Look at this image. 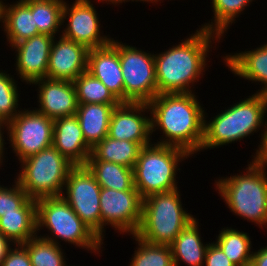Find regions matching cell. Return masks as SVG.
<instances>
[{"label": "cell", "instance_id": "18", "mask_svg": "<svg viewBox=\"0 0 267 266\" xmlns=\"http://www.w3.org/2000/svg\"><path fill=\"white\" fill-rule=\"evenodd\" d=\"M32 84L40 86L38 112L52 119L76 115L78 101L73 82L45 77Z\"/></svg>", "mask_w": 267, "mask_h": 266}, {"label": "cell", "instance_id": "32", "mask_svg": "<svg viewBox=\"0 0 267 266\" xmlns=\"http://www.w3.org/2000/svg\"><path fill=\"white\" fill-rule=\"evenodd\" d=\"M252 0H212L214 11V23L202 26V29L222 36L228 25ZM248 3V4H247ZM215 25V26H214Z\"/></svg>", "mask_w": 267, "mask_h": 266}, {"label": "cell", "instance_id": "40", "mask_svg": "<svg viewBox=\"0 0 267 266\" xmlns=\"http://www.w3.org/2000/svg\"><path fill=\"white\" fill-rule=\"evenodd\" d=\"M5 124H6V126H8V122L0 118V164L2 163L1 162V160H2L1 156H3V146H4V142L3 141H5L4 139H2L3 138L2 137L3 134H1L2 133V131H1L2 127L1 126L5 125Z\"/></svg>", "mask_w": 267, "mask_h": 266}, {"label": "cell", "instance_id": "37", "mask_svg": "<svg viewBox=\"0 0 267 266\" xmlns=\"http://www.w3.org/2000/svg\"><path fill=\"white\" fill-rule=\"evenodd\" d=\"M265 125H267L266 122ZM261 141L262 143L260 144L262 145H260L259 150L256 151L257 153L256 156H254V159L267 165V127L265 132L262 134Z\"/></svg>", "mask_w": 267, "mask_h": 266}, {"label": "cell", "instance_id": "30", "mask_svg": "<svg viewBox=\"0 0 267 266\" xmlns=\"http://www.w3.org/2000/svg\"><path fill=\"white\" fill-rule=\"evenodd\" d=\"M58 242L51 237H32L21 244L29 255L32 266H66Z\"/></svg>", "mask_w": 267, "mask_h": 266}, {"label": "cell", "instance_id": "11", "mask_svg": "<svg viewBox=\"0 0 267 266\" xmlns=\"http://www.w3.org/2000/svg\"><path fill=\"white\" fill-rule=\"evenodd\" d=\"M9 138L14 152L23 160L53 146L54 119L36 110L18 111L8 122Z\"/></svg>", "mask_w": 267, "mask_h": 266}, {"label": "cell", "instance_id": "5", "mask_svg": "<svg viewBox=\"0 0 267 266\" xmlns=\"http://www.w3.org/2000/svg\"><path fill=\"white\" fill-rule=\"evenodd\" d=\"M267 111V95L256 93L217 115L211 122L204 121L201 150L238 141L263 125Z\"/></svg>", "mask_w": 267, "mask_h": 266}, {"label": "cell", "instance_id": "8", "mask_svg": "<svg viewBox=\"0 0 267 266\" xmlns=\"http://www.w3.org/2000/svg\"><path fill=\"white\" fill-rule=\"evenodd\" d=\"M37 230L45 226L55 236L98 251L102 240L80 219L62 196L43 197L36 200Z\"/></svg>", "mask_w": 267, "mask_h": 266}, {"label": "cell", "instance_id": "39", "mask_svg": "<svg viewBox=\"0 0 267 266\" xmlns=\"http://www.w3.org/2000/svg\"><path fill=\"white\" fill-rule=\"evenodd\" d=\"M10 242L11 241L0 232V266L3 262V260L8 255V252L12 249L9 247Z\"/></svg>", "mask_w": 267, "mask_h": 266}, {"label": "cell", "instance_id": "1", "mask_svg": "<svg viewBox=\"0 0 267 266\" xmlns=\"http://www.w3.org/2000/svg\"><path fill=\"white\" fill-rule=\"evenodd\" d=\"M152 114L151 134L160 126L167 139L160 145H171L189 154L199 151L204 138V110L191 93L157 94L149 103Z\"/></svg>", "mask_w": 267, "mask_h": 266}, {"label": "cell", "instance_id": "3", "mask_svg": "<svg viewBox=\"0 0 267 266\" xmlns=\"http://www.w3.org/2000/svg\"><path fill=\"white\" fill-rule=\"evenodd\" d=\"M265 165L254 159L248 165L247 174L220 179L215 184L231 211L261 226L267 224Z\"/></svg>", "mask_w": 267, "mask_h": 266}, {"label": "cell", "instance_id": "38", "mask_svg": "<svg viewBox=\"0 0 267 266\" xmlns=\"http://www.w3.org/2000/svg\"><path fill=\"white\" fill-rule=\"evenodd\" d=\"M250 266H267V247H263L258 252L252 253Z\"/></svg>", "mask_w": 267, "mask_h": 266}, {"label": "cell", "instance_id": "26", "mask_svg": "<svg viewBox=\"0 0 267 266\" xmlns=\"http://www.w3.org/2000/svg\"><path fill=\"white\" fill-rule=\"evenodd\" d=\"M37 231V209H16L0 217V232L14 244L26 243Z\"/></svg>", "mask_w": 267, "mask_h": 266}, {"label": "cell", "instance_id": "34", "mask_svg": "<svg viewBox=\"0 0 267 266\" xmlns=\"http://www.w3.org/2000/svg\"><path fill=\"white\" fill-rule=\"evenodd\" d=\"M16 86L9 74L0 72V118L7 122L18 115L16 108L19 97Z\"/></svg>", "mask_w": 267, "mask_h": 266}, {"label": "cell", "instance_id": "36", "mask_svg": "<svg viewBox=\"0 0 267 266\" xmlns=\"http://www.w3.org/2000/svg\"><path fill=\"white\" fill-rule=\"evenodd\" d=\"M16 246L18 248L8 252L1 266H32L27 250L21 244Z\"/></svg>", "mask_w": 267, "mask_h": 266}, {"label": "cell", "instance_id": "22", "mask_svg": "<svg viewBox=\"0 0 267 266\" xmlns=\"http://www.w3.org/2000/svg\"><path fill=\"white\" fill-rule=\"evenodd\" d=\"M8 6L2 3V17L4 23V31L11 45L39 35L37 25L35 24L34 15L30 7L20 0L15 5Z\"/></svg>", "mask_w": 267, "mask_h": 266}, {"label": "cell", "instance_id": "42", "mask_svg": "<svg viewBox=\"0 0 267 266\" xmlns=\"http://www.w3.org/2000/svg\"><path fill=\"white\" fill-rule=\"evenodd\" d=\"M2 3L3 2L0 1V21H1V17H2Z\"/></svg>", "mask_w": 267, "mask_h": 266}, {"label": "cell", "instance_id": "2", "mask_svg": "<svg viewBox=\"0 0 267 266\" xmlns=\"http://www.w3.org/2000/svg\"><path fill=\"white\" fill-rule=\"evenodd\" d=\"M212 38L221 37L201 28L176 47L154 56L158 94L192 92L189 84L202 74Z\"/></svg>", "mask_w": 267, "mask_h": 266}, {"label": "cell", "instance_id": "6", "mask_svg": "<svg viewBox=\"0 0 267 266\" xmlns=\"http://www.w3.org/2000/svg\"><path fill=\"white\" fill-rule=\"evenodd\" d=\"M189 153L171 145L149 144L141 148L135 166L134 185L142 199L177 188L178 162Z\"/></svg>", "mask_w": 267, "mask_h": 266}, {"label": "cell", "instance_id": "14", "mask_svg": "<svg viewBox=\"0 0 267 266\" xmlns=\"http://www.w3.org/2000/svg\"><path fill=\"white\" fill-rule=\"evenodd\" d=\"M148 108L147 103L121 102L112 112L107 136L137 142L142 147L149 145L150 118L141 115V111L145 112Z\"/></svg>", "mask_w": 267, "mask_h": 266}, {"label": "cell", "instance_id": "17", "mask_svg": "<svg viewBox=\"0 0 267 266\" xmlns=\"http://www.w3.org/2000/svg\"><path fill=\"white\" fill-rule=\"evenodd\" d=\"M87 72L99 79L120 102H124V82L117 41L112 39L110 44L88 51Z\"/></svg>", "mask_w": 267, "mask_h": 266}, {"label": "cell", "instance_id": "33", "mask_svg": "<svg viewBox=\"0 0 267 266\" xmlns=\"http://www.w3.org/2000/svg\"><path fill=\"white\" fill-rule=\"evenodd\" d=\"M13 186L12 189L0 186V217L16 209H37L36 200L30 198L17 181Z\"/></svg>", "mask_w": 267, "mask_h": 266}, {"label": "cell", "instance_id": "19", "mask_svg": "<svg viewBox=\"0 0 267 266\" xmlns=\"http://www.w3.org/2000/svg\"><path fill=\"white\" fill-rule=\"evenodd\" d=\"M53 146L75 166L86 165L92 151L76 115L54 119Z\"/></svg>", "mask_w": 267, "mask_h": 266}, {"label": "cell", "instance_id": "12", "mask_svg": "<svg viewBox=\"0 0 267 266\" xmlns=\"http://www.w3.org/2000/svg\"><path fill=\"white\" fill-rule=\"evenodd\" d=\"M142 202L137 190L119 191L101 187V240L104 224L135 235L142 219Z\"/></svg>", "mask_w": 267, "mask_h": 266}, {"label": "cell", "instance_id": "10", "mask_svg": "<svg viewBox=\"0 0 267 266\" xmlns=\"http://www.w3.org/2000/svg\"><path fill=\"white\" fill-rule=\"evenodd\" d=\"M67 197L62 198L80 219L101 239V186L86 165L74 166L66 179Z\"/></svg>", "mask_w": 267, "mask_h": 266}, {"label": "cell", "instance_id": "16", "mask_svg": "<svg viewBox=\"0 0 267 266\" xmlns=\"http://www.w3.org/2000/svg\"><path fill=\"white\" fill-rule=\"evenodd\" d=\"M55 37L39 34L13 45L17 53L16 69L30 84L47 76L51 46Z\"/></svg>", "mask_w": 267, "mask_h": 266}, {"label": "cell", "instance_id": "27", "mask_svg": "<svg viewBox=\"0 0 267 266\" xmlns=\"http://www.w3.org/2000/svg\"><path fill=\"white\" fill-rule=\"evenodd\" d=\"M34 15L35 24L39 34H47L55 37L62 25V12L64 1L62 0H23Z\"/></svg>", "mask_w": 267, "mask_h": 266}, {"label": "cell", "instance_id": "21", "mask_svg": "<svg viewBox=\"0 0 267 266\" xmlns=\"http://www.w3.org/2000/svg\"><path fill=\"white\" fill-rule=\"evenodd\" d=\"M227 66L242 78L264 84L261 94L267 95V44L253 50L224 57Z\"/></svg>", "mask_w": 267, "mask_h": 266}, {"label": "cell", "instance_id": "25", "mask_svg": "<svg viewBox=\"0 0 267 266\" xmlns=\"http://www.w3.org/2000/svg\"><path fill=\"white\" fill-rule=\"evenodd\" d=\"M86 166L103 188L119 191L137 190L134 185L133 168L101 160H88Z\"/></svg>", "mask_w": 267, "mask_h": 266}, {"label": "cell", "instance_id": "20", "mask_svg": "<svg viewBox=\"0 0 267 266\" xmlns=\"http://www.w3.org/2000/svg\"><path fill=\"white\" fill-rule=\"evenodd\" d=\"M119 104H78L76 116L86 143L93 148L108 135L113 110Z\"/></svg>", "mask_w": 267, "mask_h": 266}, {"label": "cell", "instance_id": "13", "mask_svg": "<svg viewBox=\"0 0 267 266\" xmlns=\"http://www.w3.org/2000/svg\"><path fill=\"white\" fill-rule=\"evenodd\" d=\"M66 4V5H65ZM64 2L62 22L69 16V24L62 37L85 46L88 50L111 43L112 39L100 36L99 20L93 4L89 0H75L72 8ZM69 14V15H67Z\"/></svg>", "mask_w": 267, "mask_h": 266}, {"label": "cell", "instance_id": "23", "mask_svg": "<svg viewBox=\"0 0 267 266\" xmlns=\"http://www.w3.org/2000/svg\"><path fill=\"white\" fill-rule=\"evenodd\" d=\"M197 223L195 218L190 221L170 244L174 266L179 260L189 266H203L208 244L201 242Z\"/></svg>", "mask_w": 267, "mask_h": 266}, {"label": "cell", "instance_id": "31", "mask_svg": "<svg viewBox=\"0 0 267 266\" xmlns=\"http://www.w3.org/2000/svg\"><path fill=\"white\" fill-rule=\"evenodd\" d=\"M138 241L130 266H174L170 245L151 244L133 235Z\"/></svg>", "mask_w": 267, "mask_h": 266}, {"label": "cell", "instance_id": "15", "mask_svg": "<svg viewBox=\"0 0 267 266\" xmlns=\"http://www.w3.org/2000/svg\"><path fill=\"white\" fill-rule=\"evenodd\" d=\"M53 40L47 68V78L73 82L87 71L88 49L61 36Z\"/></svg>", "mask_w": 267, "mask_h": 266}, {"label": "cell", "instance_id": "28", "mask_svg": "<svg viewBox=\"0 0 267 266\" xmlns=\"http://www.w3.org/2000/svg\"><path fill=\"white\" fill-rule=\"evenodd\" d=\"M216 244L236 266L251 265L253 252L250 251L251 241L247 233L224 228L218 235Z\"/></svg>", "mask_w": 267, "mask_h": 266}, {"label": "cell", "instance_id": "29", "mask_svg": "<svg viewBox=\"0 0 267 266\" xmlns=\"http://www.w3.org/2000/svg\"><path fill=\"white\" fill-rule=\"evenodd\" d=\"M78 104H120L113 93L89 72H83L73 81Z\"/></svg>", "mask_w": 267, "mask_h": 266}, {"label": "cell", "instance_id": "24", "mask_svg": "<svg viewBox=\"0 0 267 266\" xmlns=\"http://www.w3.org/2000/svg\"><path fill=\"white\" fill-rule=\"evenodd\" d=\"M142 146L137 142L106 136L91 151L88 160H101L134 168Z\"/></svg>", "mask_w": 267, "mask_h": 266}, {"label": "cell", "instance_id": "35", "mask_svg": "<svg viewBox=\"0 0 267 266\" xmlns=\"http://www.w3.org/2000/svg\"><path fill=\"white\" fill-rule=\"evenodd\" d=\"M204 263L205 266H236L216 243H209Z\"/></svg>", "mask_w": 267, "mask_h": 266}, {"label": "cell", "instance_id": "7", "mask_svg": "<svg viewBox=\"0 0 267 266\" xmlns=\"http://www.w3.org/2000/svg\"><path fill=\"white\" fill-rule=\"evenodd\" d=\"M17 178L21 188L32 199L61 196L70 170L75 166L54 146L43 149L22 161Z\"/></svg>", "mask_w": 267, "mask_h": 266}, {"label": "cell", "instance_id": "9", "mask_svg": "<svg viewBox=\"0 0 267 266\" xmlns=\"http://www.w3.org/2000/svg\"><path fill=\"white\" fill-rule=\"evenodd\" d=\"M124 102L149 103L157 94L155 55L118 42Z\"/></svg>", "mask_w": 267, "mask_h": 266}, {"label": "cell", "instance_id": "41", "mask_svg": "<svg viewBox=\"0 0 267 266\" xmlns=\"http://www.w3.org/2000/svg\"><path fill=\"white\" fill-rule=\"evenodd\" d=\"M101 1V0H100ZM103 1H106V0H103ZM109 3L111 2V3H122L123 1L125 2H127V0H107ZM132 1H134V0H132ZM137 1H139V0H137ZM140 1H147V2H149V1H154V2H156L157 0H140Z\"/></svg>", "mask_w": 267, "mask_h": 266}, {"label": "cell", "instance_id": "4", "mask_svg": "<svg viewBox=\"0 0 267 266\" xmlns=\"http://www.w3.org/2000/svg\"><path fill=\"white\" fill-rule=\"evenodd\" d=\"M175 189L150 195L142 202V219L136 236L151 244L170 245L194 219L182 208Z\"/></svg>", "mask_w": 267, "mask_h": 266}]
</instances>
